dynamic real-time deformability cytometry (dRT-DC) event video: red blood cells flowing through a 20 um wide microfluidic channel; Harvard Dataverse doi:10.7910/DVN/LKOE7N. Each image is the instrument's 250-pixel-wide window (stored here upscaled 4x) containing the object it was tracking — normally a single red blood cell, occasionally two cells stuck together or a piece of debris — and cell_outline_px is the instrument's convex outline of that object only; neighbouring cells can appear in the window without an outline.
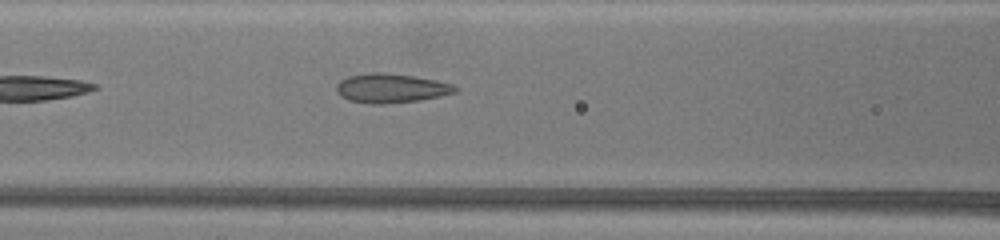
{"species": "common noctule bat (a hibernating species)", "species_latin": "Nyctalus noctula", "temperature_condition": "warm", "stored_images_in_passage": 49, "camera_frame_rate_fps": 3000, "um_per_image_px": 0.085, "animal": {"sex": "female", "body_mass_g": 19.5, "forearm_length_mm": 54.1}, "frame": {"image": 1, "passage_image": 10, "time_ms": 3.0, "image_size_px": [1000, 240], "cell_outline_px": [[460, 88], [456, 92], [440, 96], [420, 100], [384, 104], [372, 104], [348, 100], [340, 96], [336, 92], [336, 84], [340, 80], [348, 76], [372, 72], [384, 72], [416, 76], [436, 80], [452, 84]], "centroid_in_image_um": [33.23, 7.49], "position_along_channel_um": 133.4, "area_um2": 20.46}}
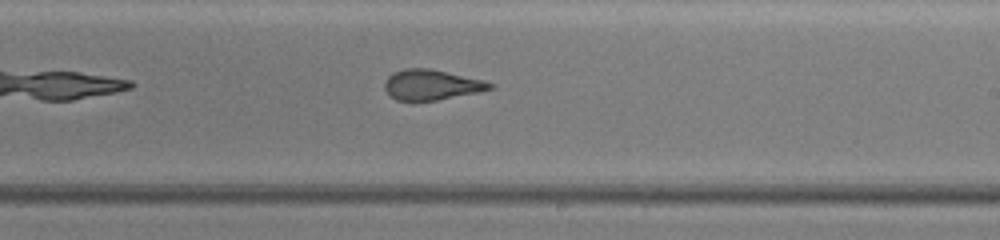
{"frame": {"image": 2, "passage_image": 22, "time_ms": 7.0, "image_size_px": [1000, 240], "cell_outline_px": [[496, 84], [492, 88], [480, 92], [436, 100], [396, 100], [384, 88], [384, 80], [392, 72], [404, 68], [428, 68], [480, 80]], "centroid_in_image_um": [36.64, 7.2], "position_along_channel_um": 252.4, "area_um2": 18.32}}
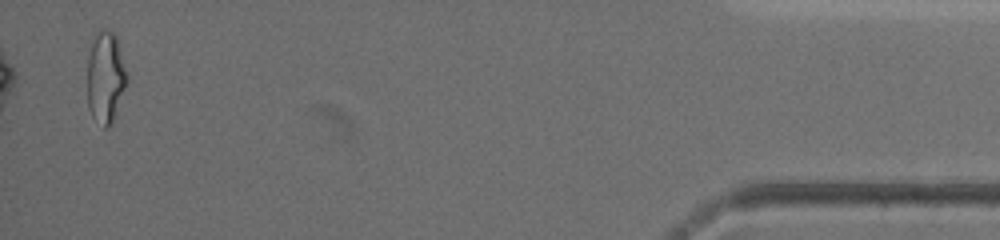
{"frame": {"image": 3, "passage_image": 47, "time_ms": 15.333, "image_size_px": [1000, 240], "cell_outline_px": [[128, 80], [112, 124], [108, 128], [104, 128], [92, 116], [88, 108], [88, 56], [92, 44], [96, 36], [104, 28], [112, 32], [116, 36], [128, 76]], "centroid_in_image_um": [8.98, 6.62], "position_along_channel_um": 426.2, "area_um2": 20.92}, "authors_computed_cell_mechanics": {"area_um2": 19.652, "velocity_mm_per_s": 2.9771, "shape_relaxation_time_tau1_ms": null, "shape_relaxation_time_tau2_ms": 1.5762, "deformation_change_tau1": null, "deformation_change_tau2": 0.0995}}